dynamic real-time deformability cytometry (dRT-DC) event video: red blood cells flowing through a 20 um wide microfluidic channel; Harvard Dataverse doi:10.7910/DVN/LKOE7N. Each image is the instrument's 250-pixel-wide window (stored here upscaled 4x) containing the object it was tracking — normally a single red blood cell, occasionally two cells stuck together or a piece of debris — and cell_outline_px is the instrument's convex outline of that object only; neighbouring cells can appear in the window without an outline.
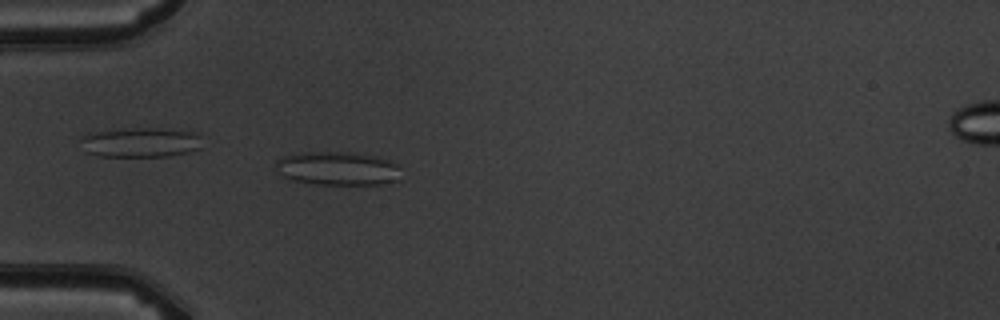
{"species": "common noctule bat (a hibernating species)", "species_latin": "Nyctalus noctula", "temperature_condition": "warm", "stored_images_in_passage": 1, "camera_frame_rate_fps": 3000, "um_per_image_px": 0.085, "animal": {"sex": "male", "body_mass_g": 19.5, "forearm_length_mm": 54.6}, "frame": {"image": 1, "passage_image": 1, "time_ms": 0.0, "image_size_px": [1000, 320], "cell_outline_px": [[400, 180], [380, 184], [316, 184], [292, 180], [276, 172], [276, 160], [284, 156], [304, 152], [352, 152], [376, 156], [388, 160], [396, 164], [400, 168]], "centroid_in_image_um": [28.71, 14.32], "position_along_channel_um": 56.3, "area_um2": 24.62}}